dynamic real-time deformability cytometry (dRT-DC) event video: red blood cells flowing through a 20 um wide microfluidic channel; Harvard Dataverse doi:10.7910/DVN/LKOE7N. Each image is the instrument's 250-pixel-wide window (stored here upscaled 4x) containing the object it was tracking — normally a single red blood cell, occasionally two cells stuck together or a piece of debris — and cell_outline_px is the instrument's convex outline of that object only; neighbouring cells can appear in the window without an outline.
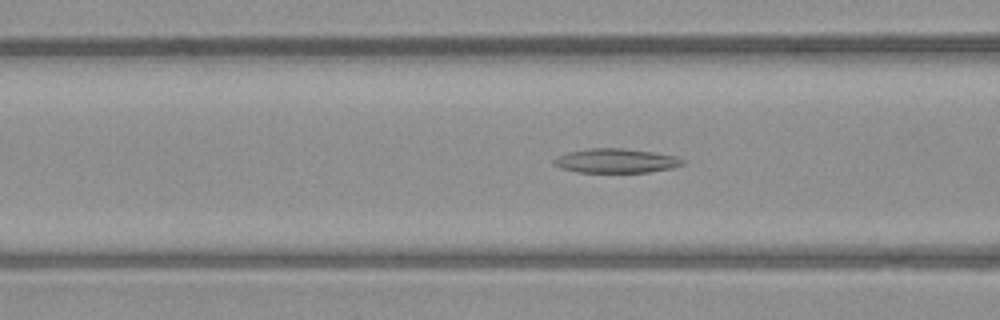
{"species": "common noctule bat (a hibernating species)", "species_latin": "Nyctalus noctula", "temperature_condition": "warm", "stored_images_in_passage": 50, "camera_frame_rate_fps": 3000, "um_per_image_px": 0.085, "animal": {"sex": "male", "body_mass_g": 23.1, "forearm_length_mm": 52.7}, "frame": {"image": 1, "passage_image": 19, "time_ms": 6.0, "image_size_px": [1000, 320], "cell_outline_px": [[684, 164], [672, 168], [648, 172], [576, 172], [560, 168], [552, 164], [552, 160], [568, 152], [588, 148], [624, 148], [652, 152], [676, 156], [684, 160]], "centroid_in_image_um": [52.34, 13.66], "position_along_channel_um": 114.3, "area_um2": 18.21}}
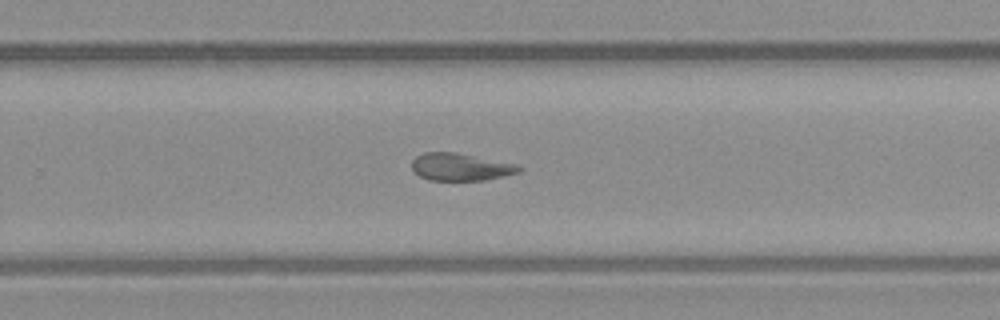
{"frame": {"image": 2, "passage_image": 32, "time_ms": 10.333, "image_size_px": [1000, 320], "cell_outline_px": [[524, 168], [520, 172], [504, 176], [484, 180], [428, 180], [420, 176], [412, 168], [412, 160], [416, 156], [424, 152], [456, 152], [520, 164]], "centroid_in_image_um": [39.2, 14.18], "position_along_channel_um": 290.6, "area_um2": 17.34}}
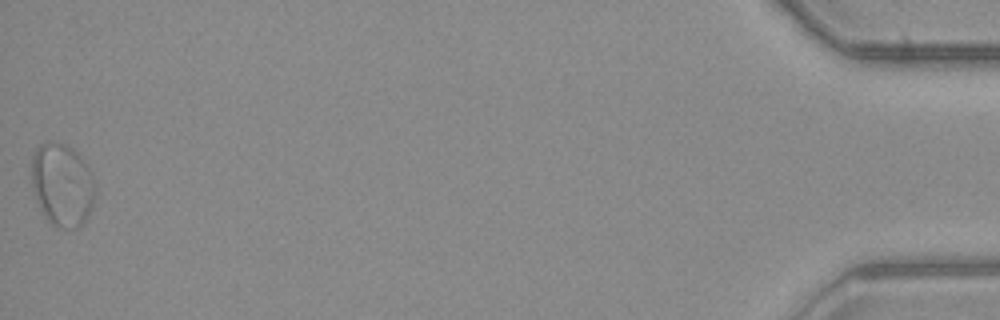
{"frame": {"image": 3, "passage_image": 50, "time_ms": 16.333, "image_size_px": [1000, 320], "cell_outline_px": [[96, 192], [92, 204], [84, 224], [76, 228], [60, 228], [52, 224], [48, 220], [36, 200], [32, 188], [32, 156], [36, 148], [40, 144], [48, 140], [52, 140], [64, 144], [72, 148], [84, 160], [92, 172], [96, 184]], "centroid_in_image_um": [5.3, 15.68], "position_along_channel_um": 429.9, "area_um2": 31.1}}